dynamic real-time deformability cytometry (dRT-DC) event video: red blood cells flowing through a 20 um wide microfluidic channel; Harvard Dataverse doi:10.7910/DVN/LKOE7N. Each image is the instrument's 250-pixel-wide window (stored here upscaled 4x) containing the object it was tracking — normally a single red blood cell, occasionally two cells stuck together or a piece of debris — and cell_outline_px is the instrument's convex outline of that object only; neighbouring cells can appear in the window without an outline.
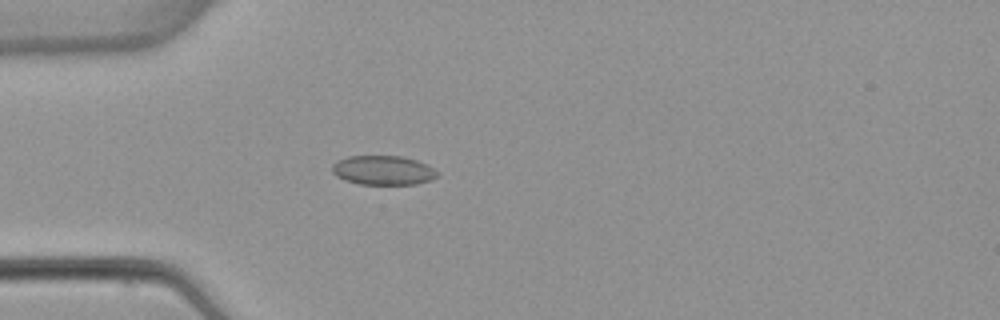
{"species": "common noctule bat (a hibernating species)", "species_latin": "Nyctalus noctula", "temperature_condition": "warm", "stored_images_in_passage": 4, "camera_frame_rate_fps": 3000, "um_per_image_px": 0.085, "animal": {"sex": "female", "body_mass_g": 22.7, "forearm_length_mm": 54.2}, "frame": {"image": 1, "passage_image": 4, "time_ms": 4.333, "image_size_px": [1000, 320], "cell_outline_px": [[440, 176], [432, 180], [416, 184], [360, 184], [344, 180], [336, 176], [332, 172], [332, 164], [336, 160], [348, 156], [400, 156], [416, 160], [428, 164], [440, 172]], "centroid_in_image_um": [32.6, 14.47], "position_along_channel_um": 52.4, "area_um2": 18.26}}